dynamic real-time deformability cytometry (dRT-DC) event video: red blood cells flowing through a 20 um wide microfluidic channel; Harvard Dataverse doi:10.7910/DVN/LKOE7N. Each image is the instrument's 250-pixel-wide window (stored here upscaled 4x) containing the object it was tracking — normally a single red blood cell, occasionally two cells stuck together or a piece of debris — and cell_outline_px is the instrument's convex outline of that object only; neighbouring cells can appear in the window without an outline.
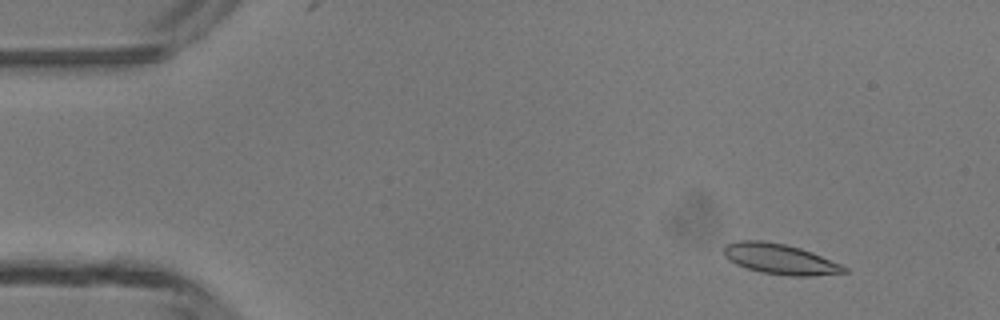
{"species": "common noctule bat (a hibernating species)", "species_latin": "Nyctalus noctula", "temperature_condition": "room temperature", "stored_images_in_passage": 6, "camera_frame_rate_fps": 3000, "um_per_image_px": 0.085, "animal": {"sex": "male", "body_mass_g": 13.3}, "frame": {"image": 1, "passage_image": 2, "time_ms": 1.0, "image_size_px": [1000, 320], "cell_outline_px": [[852, 272], [812, 276], [788, 276], [760, 272], [736, 264], [728, 260], [724, 256], [724, 248], [728, 244], [740, 240], [764, 240], [784, 244], [800, 248], [812, 252], [840, 264], [848, 268]], "centroid_in_image_um": [66.33, 22.03], "position_along_channel_um": 18.7, "area_um2": 21.39}}
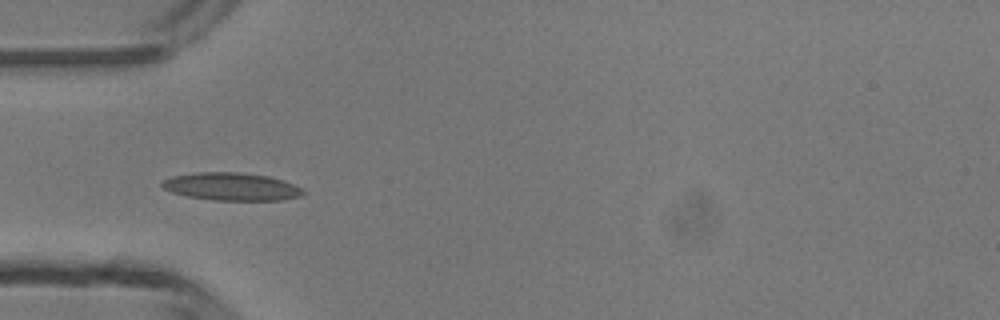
{"frame": {"image": 2, "passage_image": 5, "time_ms": 4.333, "image_size_px": [1000, 320], "cell_outline_px": [[308, 192], [300, 196], [280, 200], [212, 200], [188, 196], [172, 192], [164, 188], [160, 184], [160, 180], [172, 176], [196, 172], [240, 172], [268, 176], [284, 180], [304, 188]], "centroid_in_image_um": [19.7, 15.85], "position_along_channel_um": 65.3, "area_um2": 23.06}}
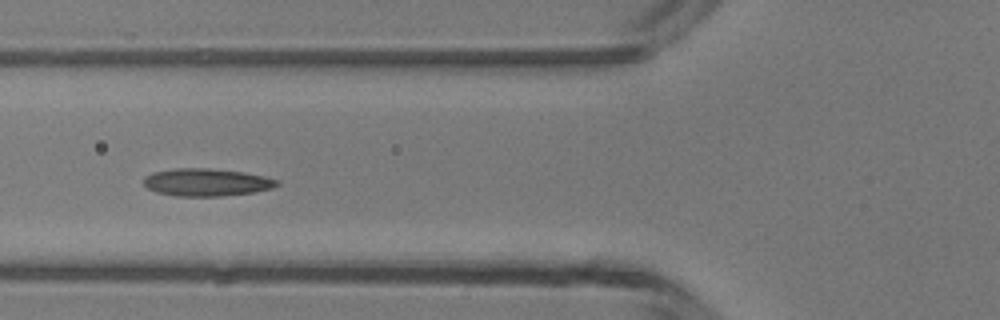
{"frame": {"image": 3, "passage_image": 6, "time_ms": 5.333, "image_size_px": [1000, 320], "cell_outline_px": [[280, 184], [272, 188], [252, 192], [220, 196], [176, 196], [156, 192], [148, 188], [144, 184], [144, 180], [152, 172], [176, 168], [208, 168], [244, 172], [264, 176], [280, 180]], "centroid_in_image_um": [17.58, 15.49], "position_along_channel_um": 108.2, "area_um2": 21.33}}